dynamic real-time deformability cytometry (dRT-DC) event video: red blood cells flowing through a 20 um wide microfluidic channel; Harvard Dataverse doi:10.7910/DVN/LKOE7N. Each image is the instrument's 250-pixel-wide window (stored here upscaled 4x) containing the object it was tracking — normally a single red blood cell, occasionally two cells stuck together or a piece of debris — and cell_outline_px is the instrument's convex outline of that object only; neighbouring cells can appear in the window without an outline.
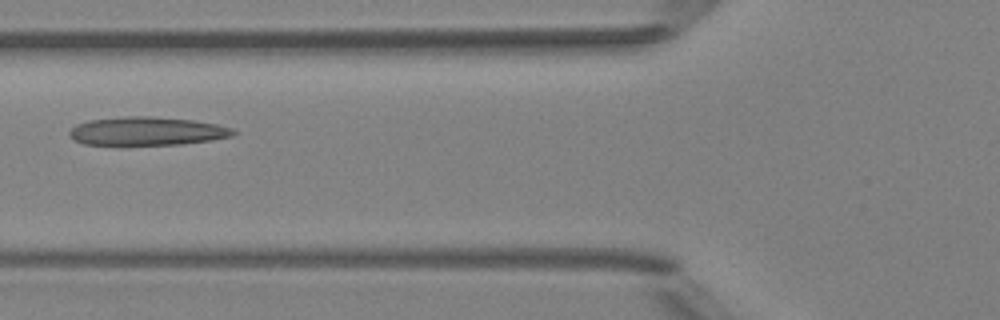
{"species": "Egyptian fruit bat (a non-hibernating species)", "species_latin": "Rousettus aegyptiacus", "temperature_condition": "room temperature", "stored_images_in_passage": 4, "camera_frame_rate_fps": 3000, "um_per_image_px": 0.085, "animal": {"sex": "female"}, "frame": {"image": 1, "passage_image": 4, "time_ms": 3.333, "image_size_px": [1000, 320], "cell_outline_px": [[236, 132], [232, 136], [212, 140], [180, 144], [120, 148], [116, 148], [84, 144], [68, 136], [68, 132], [76, 124], [88, 120], [124, 116], [148, 116], [192, 120], [216, 124], [232, 128]], "centroid_in_image_um": [12.39, 11.2], "position_along_channel_um": 113.4, "area_um2": 28.38}}